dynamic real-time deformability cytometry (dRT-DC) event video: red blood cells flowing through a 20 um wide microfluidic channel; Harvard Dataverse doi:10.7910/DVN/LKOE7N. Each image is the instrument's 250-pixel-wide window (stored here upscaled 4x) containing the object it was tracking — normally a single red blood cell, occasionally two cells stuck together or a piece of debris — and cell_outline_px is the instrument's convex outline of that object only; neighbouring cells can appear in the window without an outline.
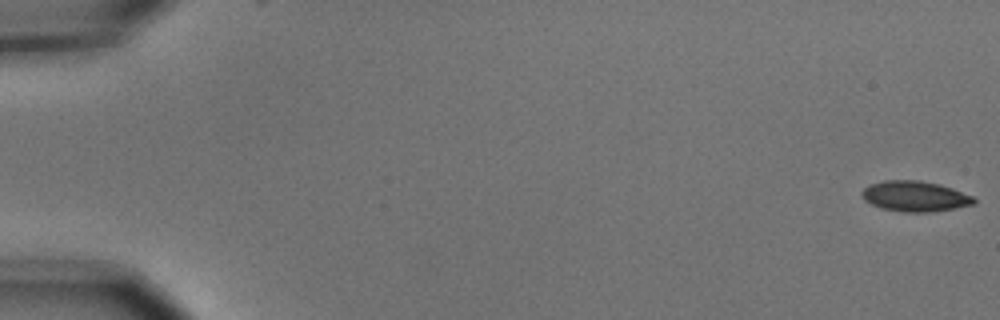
{"species": "common noctule bat (a hibernating species)", "species_latin": "Nyctalus noctula", "temperature_condition": "cold", "stored_images_in_passage": 55, "camera_frame_rate_fps": 3000, "um_per_image_px": 0.085, "animal": {"sex": "male", "body_mass_g": 15.6}, "frame": {"image": 1, "passage_image": 1, "time_ms": 0.0, "image_size_px": [1000, 320], "cell_outline_px": [[976, 204], [956, 208], [932, 212], [904, 212], [880, 208], [864, 200], [860, 196], [860, 192], [868, 184], [884, 180], [920, 180], [940, 184], [952, 188], [972, 196], [976, 200]], "centroid_in_image_um": [77.75, 16.68], "position_along_channel_um": 7.3, "area_um2": 20.17}}
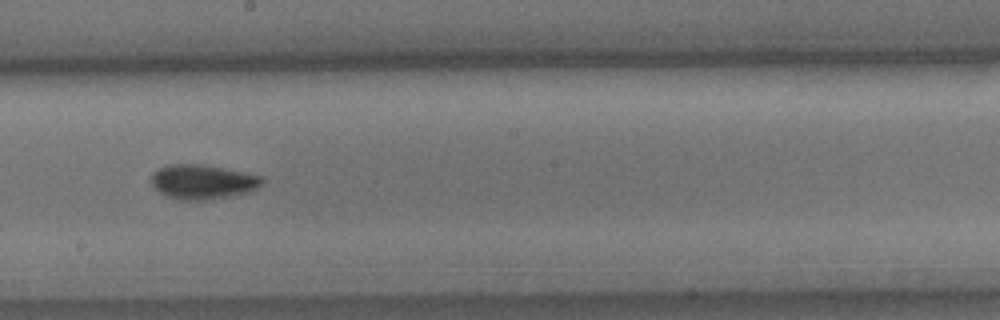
{"frame": {"image": 2, "passage_image": 32, "time_ms": 10.333, "image_size_px": [1000, 320], "cell_outline_px": [[264, 184], [248, 192], [236, 196], [208, 200], [176, 200], [160, 192], [152, 184], [152, 172], [168, 164], [200, 164], [224, 168], [264, 176]], "centroid_in_image_um": [17.27, 15.46], "position_along_channel_um": 230.9, "area_um2": 22.54}}
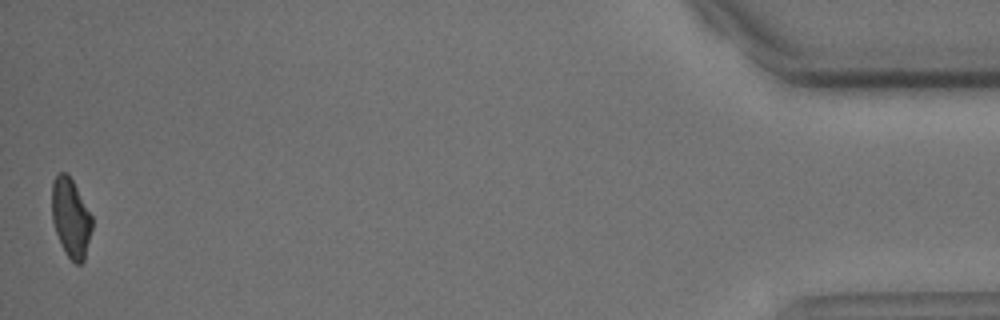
{"frame": {"image": 3, "passage_image": 55, "time_ms": 18.0, "image_size_px": [1000, 320], "cell_outline_px": [[92, 228], [84, 260], [80, 264], [76, 264], [64, 252], [60, 244], [52, 220], [52, 180], [60, 172], [68, 172], [92, 216]], "centroid_in_image_um": [6.01, 18.5], "position_along_channel_um": 429.2, "area_um2": 18.5}, "authors_computed_cell_mechanics": {"area_um2": 20.23, "velocity_mm_per_s": 3.6933, "shape_relaxation_time_tau1_ms": 2.7865, "shape_relaxation_time_tau2_ms": 9.8921, "deformation_change_tau1": 0.1013, "deformation_change_tau2": 0.1139}}